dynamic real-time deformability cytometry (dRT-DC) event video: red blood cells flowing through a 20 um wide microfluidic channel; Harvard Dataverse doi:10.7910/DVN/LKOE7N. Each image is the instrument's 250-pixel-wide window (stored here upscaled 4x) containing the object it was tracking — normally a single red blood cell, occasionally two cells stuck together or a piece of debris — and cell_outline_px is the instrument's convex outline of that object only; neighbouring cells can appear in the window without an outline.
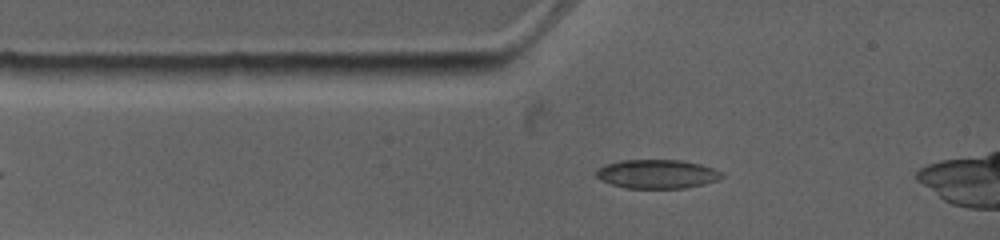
{"species": "common noctule bat (a hibernating species)", "species_latin": "Nyctalus noctula", "temperature_condition": "warm", "stored_images_in_passage": 4, "camera_frame_rate_fps": 4500, "um_per_image_px": 0.085, "animal": {"sex": "female", "body_mass_g": 19.0, "forearm_length_mm": 53.3}, "frame": {"image": 1, "passage_image": 1, "time_ms": 0.0, "image_size_px": [1000, 240], "cell_outline_px": [[724, 176], [720, 180], [704, 184], [684, 188], [624, 188], [600, 180], [596, 176], [596, 172], [604, 164], [620, 160], [680, 160], [700, 164], [724, 172]], "centroid_in_image_um": [55.88, 14.79], "position_along_channel_um": 29.1, "area_um2": 21.27}}